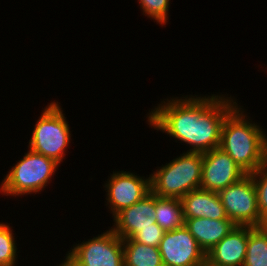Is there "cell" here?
Listing matches in <instances>:
<instances>
[{"label": "cell", "instance_id": "6da1fadb", "mask_svg": "<svg viewBox=\"0 0 267 266\" xmlns=\"http://www.w3.org/2000/svg\"><path fill=\"white\" fill-rule=\"evenodd\" d=\"M237 105L236 98L228 94H189L163 99L146 118L152 129L187 144V152L204 153L219 148L223 122Z\"/></svg>", "mask_w": 267, "mask_h": 266}, {"label": "cell", "instance_id": "7a4b0ae2", "mask_svg": "<svg viewBox=\"0 0 267 266\" xmlns=\"http://www.w3.org/2000/svg\"><path fill=\"white\" fill-rule=\"evenodd\" d=\"M242 108L238 104L226 116L221 128L219 148L250 174L267 162V134Z\"/></svg>", "mask_w": 267, "mask_h": 266}, {"label": "cell", "instance_id": "3957f363", "mask_svg": "<svg viewBox=\"0 0 267 266\" xmlns=\"http://www.w3.org/2000/svg\"><path fill=\"white\" fill-rule=\"evenodd\" d=\"M202 165L201 152L184 151L150 174L151 191L159 197L181 199L187 193L200 189Z\"/></svg>", "mask_w": 267, "mask_h": 266}, {"label": "cell", "instance_id": "277c9868", "mask_svg": "<svg viewBox=\"0 0 267 266\" xmlns=\"http://www.w3.org/2000/svg\"><path fill=\"white\" fill-rule=\"evenodd\" d=\"M23 158L11 167L0 184L4 196H26L41 193L57 171L59 164L53 159L28 148Z\"/></svg>", "mask_w": 267, "mask_h": 266}, {"label": "cell", "instance_id": "5b68a950", "mask_svg": "<svg viewBox=\"0 0 267 266\" xmlns=\"http://www.w3.org/2000/svg\"><path fill=\"white\" fill-rule=\"evenodd\" d=\"M57 101H52L42 110L34 125L28 148L53 159L59 165L65 159L72 135L70 126Z\"/></svg>", "mask_w": 267, "mask_h": 266}, {"label": "cell", "instance_id": "8992f818", "mask_svg": "<svg viewBox=\"0 0 267 266\" xmlns=\"http://www.w3.org/2000/svg\"><path fill=\"white\" fill-rule=\"evenodd\" d=\"M72 246L65 256L72 266H124L122 239L110 228Z\"/></svg>", "mask_w": 267, "mask_h": 266}, {"label": "cell", "instance_id": "52a82bcc", "mask_svg": "<svg viewBox=\"0 0 267 266\" xmlns=\"http://www.w3.org/2000/svg\"><path fill=\"white\" fill-rule=\"evenodd\" d=\"M227 218L238 226L259 227L264 219L260 216L257 193L251 174L218 192Z\"/></svg>", "mask_w": 267, "mask_h": 266}, {"label": "cell", "instance_id": "ba28073f", "mask_svg": "<svg viewBox=\"0 0 267 266\" xmlns=\"http://www.w3.org/2000/svg\"><path fill=\"white\" fill-rule=\"evenodd\" d=\"M136 174V175H135ZM103 186L106 206L112 218L121 210L132 206L151 192V176H139L130 171H113Z\"/></svg>", "mask_w": 267, "mask_h": 266}, {"label": "cell", "instance_id": "9c48e42d", "mask_svg": "<svg viewBox=\"0 0 267 266\" xmlns=\"http://www.w3.org/2000/svg\"><path fill=\"white\" fill-rule=\"evenodd\" d=\"M158 249L163 266H199L206 261L205 252L185 225L165 231Z\"/></svg>", "mask_w": 267, "mask_h": 266}, {"label": "cell", "instance_id": "30bf717a", "mask_svg": "<svg viewBox=\"0 0 267 266\" xmlns=\"http://www.w3.org/2000/svg\"><path fill=\"white\" fill-rule=\"evenodd\" d=\"M202 156L200 189L219 192L247 174L220 148L204 152Z\"/></svg>", "mask_w": 267, "mask_h": 266}, {"label": "cell", "instance_id": "8fae6325", "mask_svg": "<svg viewBox=\"0 0 267 266\" xmlns=\"http://www.w3.org/2000/svg\"><path fill=\"white\" fill-rule=\"evenodd\" d=\"M155 194L151 191L132 206L118 212L113 217V227H109L122 240L132 238L146 226L156 223Z\"/></svg>", "mask_w": 267, "mask_h": 266}, {"label": "cell", "instance_id": "7c38bea8", "mask_svg": "<svg viewBox=\"0 0 267 266\" xmlns=\"http://www.w3.org/2000/svg\"><path fill=\"white\" fill-rule=\"evenodd\" d=\"M253 228L236 225L206 254V261L212 266H243L248 235Z\"/></svg>", "mask_w": 267, "mask_h": 266}, {"label": "cell", "instance_id": "4fadbf2b", "mask_svg": "<svg viewBox=\"0 0 267 266\" xmlns=\"http://www.w3.org/2000/svg\"><path fill=\"white\" fill-rule=\"evenodd\" d=\"M180 201L184 219L207 218L220 220L227 218L218 192L197 189L187 193Z\"/></svg>", "mask_w": 267, "mask_h": 266}, {"label": "cell", "instance_id": "5bb4252c", "mask_svg": "<svg viewBox=\"0 0 267 266\" xmlns=\"http://www.w3.org/2000/svg\"><path fill=\"white\" fill-rule=\"evenodd\" d=\"M185 227L207 254L236 226L229 218L211 220L207 218L185 219Z\"/></svg>", "mask_w": 267, "mask_h": 266}, {"label": "cell", "instance_id": "9a60e30c", "mask_svg": "<svg viewBox=\"0 0 267 266\" xmlns=\"http://www.w3.org/2000/svg\"><path fill=\"white\" fill-rule=\"evenodd\" d=\"M155 221L164 231L184 226L185 219L179 198L159 197L155 195Z\"/></svg>", "mask_w": 267, "mask_h": 266}, {"label": "cell", "instance_id": "2e32d148", "mask_svg": "<svg viewBox=\"0 0 267 266\" xmlns=\"http://www.w3.org/2000/svg\"><path fill=\"white\" fill-rule=\"evenodd\" d=\"M124 266H163L158 247L123 239Z\"/></svg>", "mask_w": 267, "mask_h": 266}, {"label": "cell", "instance_id": "e0dca14e", "mask_svg": "<svg viewBox=\"0 0 267 266\" xmlns=\"http://www.w3.org/2000/svg\"><path fill=\"white\" fill-rule=\"evenodd\" d=\"M243 266H267V236L259 227L249 232Z\"/></svg>", "mask_w": 267, "mask_h": 266}, {"label": "cell", "instance_id": "ac0fdd59", "mask_svg": "<svg viewBox=\"0 0 267 266\" xmlns=\"http://www.w3.org/2000/svg\"><path fill=\"white\" fill-rule=\"evenodd\" d=\"M7 222H0V266H16L18 248L13 229ZM17 256V257H16Z\"/></svg>", "mask_w": 267, "mask_h": 266}, {"label": "cell", "instance_id": "d6986e66", "mask_svg": "<svg viewBox=\"0 0 267 266\" xmlns=\"http://www.w3.org/2000/svg\"><path fill=\"white\" fill-rule=\"evenodd\" d=\"M138 4L143 14L157 24L164 26L169 21L170 0H138Z\"/></svg>", "mask_w": 267, "mask_h": 266}, {"label": "cell", "instance_id": "ffe728a7", "mask_svg": "<svg viewBox=\"0 0 267 266\" xmlns=\"http://www.w3.org/2000/svg\"><path fill=\"white\" fill-rule=\"evenodd\" d=\"M257 193V204L260 216L267 217V162L257 171L250 173Z\"/></svg>", "mask_w": 267, "mask_h": 266}, {"label": "cell", "instance_id": "44dd1931", "mask_svg": "<svg viewBox=\"0 0 267 266\" xmlns=\"http://www.w3.org/2000/svg\"><path fill=\"white\" fill-rule=\"evenodd\" d=\"M164 230L156 223L152 226H146L137 232L132 239L140 244L158 247L161 242Z\"/></svg>", "mask_w": 267, "mask_h": 266}, {"label": "cell", "instance_id": "7402d4cb", "mask_svg": "<svg viewBox=\"0 0 267 266\" xmlns=\"http://www.w3.org/2000/svg\"><path fill=\"white\" fill-rule=\"evenodd\" d=\"M55 266H72V265L63 259V262H61V264L59 263V265H55Z\"/></svg>", "mask_w": 267, "mask_h": 266}, {"label": "cell", "instance_id": "603a6c76", "mask_svg": "<svg viewBox=\"0 0 267 266\" xmlns=\"http://www.w3.org/2000/svg\"><path fill=\"white\" fill-rule=\"evenodd\" d=\"M259 228L266 234L267 236V225H260Z\"/></svg>", "mask_w": 267, "mask_h": 266}, {"label": "cell", "instance_id": "cb8c5ba5", "mask_svg": "<svg viewBox=\"0 0 267 266\" xmlns=\"http://www.w3.org/2000/svg\"><path fill=\"white\" fill-rule=\"evenodd\" d=\"M199 266H212V265H210L207 261H205L203 264H201Z\"/></svg>", "mask_w": 267, "mask_h": 266}, {"label": "cell", "instance_id": "d4e9b609", "mask_svg": "<svg viewBox=\"0 0 267 266\" xmlns=\"http://www.w3.org/2000/svg\"><path fill=\"white\" fill-rule=\"evenodd\" d=\"M260 225H267V217L264 219V221Z\"/></svg>", "mask_w": 267, "mask_h": 266}]
</instances>
